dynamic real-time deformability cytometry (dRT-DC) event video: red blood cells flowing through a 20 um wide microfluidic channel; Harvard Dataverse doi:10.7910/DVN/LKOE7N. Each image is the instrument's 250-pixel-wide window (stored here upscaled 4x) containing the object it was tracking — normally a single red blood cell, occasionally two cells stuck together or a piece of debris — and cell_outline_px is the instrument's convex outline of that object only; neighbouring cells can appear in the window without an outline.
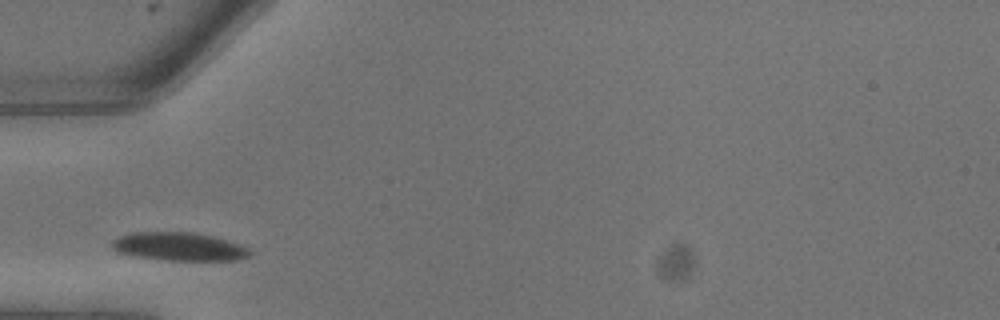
{"species": "common noctule bat (a hibernating species)", "species_latin": "Nyctalus noctula", "temperature_condition": "warm", "stored_images_in_passage": 2, "camera_frame_rate_fps": 3000, "um_per_image_px": 0.085, "animal": {"sex": "male", "body_mass_g": 13.3}, "frame": {"image": 1, "passage_image": 1, "time_ms": 0.0, "image_size_px": [1000, 320], "cell_outline_px": [[256, 252], [240, 260], [168, 260], [136, 256], [116, 252], [108, 244], [112, 240], [120, 236], [132, 232], [192, 232], [212, 236], [240, 244]], "centroid_in_image_um": [15.22, 20.96], "position_along_channel_um": 69.8, "area_um2": 22.89}}